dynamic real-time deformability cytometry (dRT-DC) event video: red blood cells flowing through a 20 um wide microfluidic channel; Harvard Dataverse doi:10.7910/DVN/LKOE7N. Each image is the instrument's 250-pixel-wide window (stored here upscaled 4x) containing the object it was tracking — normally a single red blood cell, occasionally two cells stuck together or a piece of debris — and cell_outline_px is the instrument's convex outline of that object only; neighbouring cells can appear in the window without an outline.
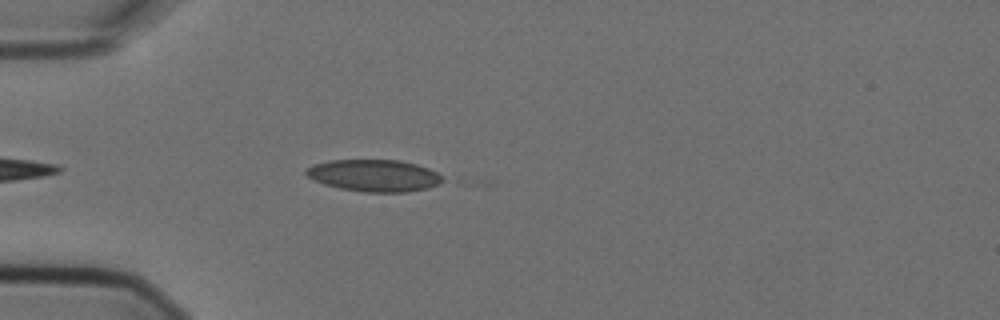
{"species": "Egyptian fruit bat (a non-hibernating species)", "species_latin": "Rousettus aegyptiacus", "temperature_condition": "cold", "stored_images_in_passage": 6, "camera_frame_rate_fps": 3000, "um_per_image_px": 0.085, "animal": {"sex": "female"}, "frame": {"image": 1, "passage_image": 4, "time_ms": 1.0, "image_size_px": [1000, 320], "cell_outline_px": [[444, 180], [428, 188], [408, 192], [364, 192], [340, 188], [324, 184], [308, 176], [304, 172], [304, 168], [312, 164], [328, 160], [400, 160], [416, 164], [428, 168], [444, 176]], "centroid_in_image_um": [31.79, 14.91], "position_along_channel_um": 53.2, "area_um2": 25.49}}